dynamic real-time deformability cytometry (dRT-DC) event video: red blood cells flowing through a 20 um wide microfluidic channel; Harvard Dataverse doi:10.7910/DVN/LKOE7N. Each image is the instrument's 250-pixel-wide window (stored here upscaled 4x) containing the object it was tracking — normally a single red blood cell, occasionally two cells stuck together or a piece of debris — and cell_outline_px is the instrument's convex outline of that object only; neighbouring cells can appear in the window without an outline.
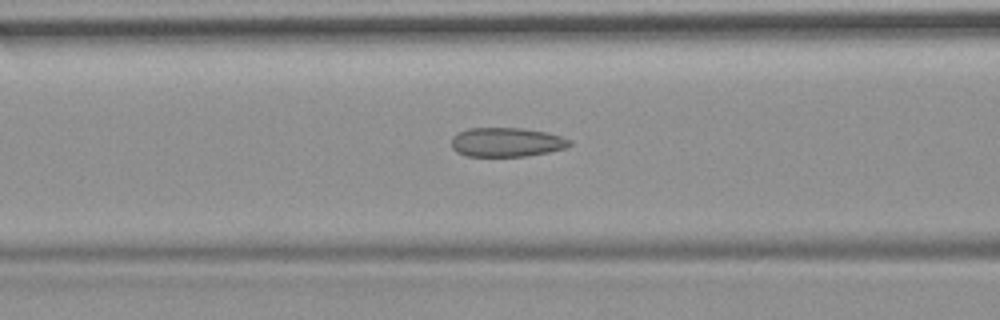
{"species": "common noctule bat (a hibernating species)", "species_latin": "Nyctalus noctula", "temperature_condition": "room temperature", "stored_images_in_passage": 46, "camera_frame_rate_fps": 3000, "um_per_image_px": 0.085, "animal": {"sex": "female", "body_mass_g": 19.9}, "frame": {"image": 1, "passage_image": 14, "time_ms": 4.333, "image_size_px": [1000, 320], "cell_outline_px": [[572, 144], [568, 148], [548, 152], [524, 156], [468, 156], [456, 152], [452, 148], [452, 136], [468, 128], [520, 128], [544, 132], [560, 136], [572, 140]], "centroid_in_image_um": [43.07, 12.09], "position_along_channel_um": 123.5, "area_um2": 20.06}, "authors_computed_cell_mechanics": {"area_um2": 20.5479, "velocity_mm_per_s": 3.7186, "shape_relaxation_time_tau1_ms": null, "shape_relaxation_time_tau2_ms": 1.7219, "deformation_change_tau1": null, "deformation_change_tau2": 0.096}}